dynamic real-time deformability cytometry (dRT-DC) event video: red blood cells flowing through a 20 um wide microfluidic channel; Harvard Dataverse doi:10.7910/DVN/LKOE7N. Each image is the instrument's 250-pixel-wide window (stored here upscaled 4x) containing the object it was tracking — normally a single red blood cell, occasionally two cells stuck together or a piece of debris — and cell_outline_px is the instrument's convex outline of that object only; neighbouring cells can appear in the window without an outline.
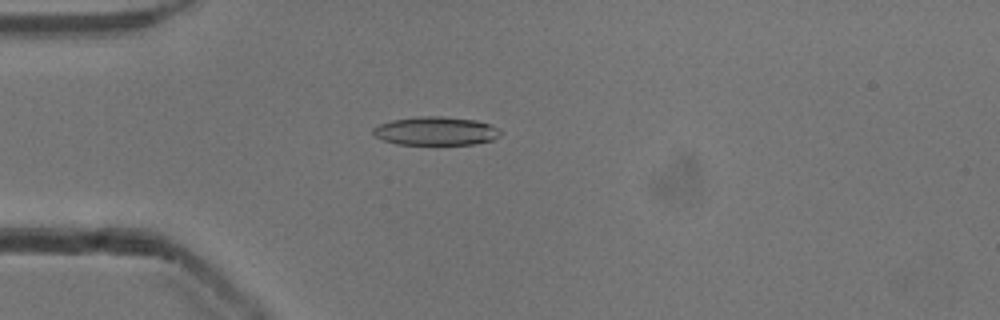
{"species": "common noctule bat (a hibernating species)", "species_latin": "Nyctalus noctula", "temperature_condition": "cold", "stored_images_in_passage": 53, "camera_frame_rate_fps": 3000, "um_per_image_px": 0.085, "animal": {"sex": "male", "body_mass_g": 13.3}, "frame": {"image": 1, "passage_image": 15, "time_ms": 4.667, "image_size_px": [1000, 320], "cell_outline_px": [[500, 136], [492, 140], [472, 144], [396, 144], [384, 140], [376, 136], [372, 132], [372, 128], [380, 124], [392, 120], [420, 116], [440, 116], [476, 120], [488, 124], [496, 128], [500, 132]], "centroid_in_image_um": [37.02, 11.13], "position_along_channel_um": 48.0, "area_um2": 20.92}}
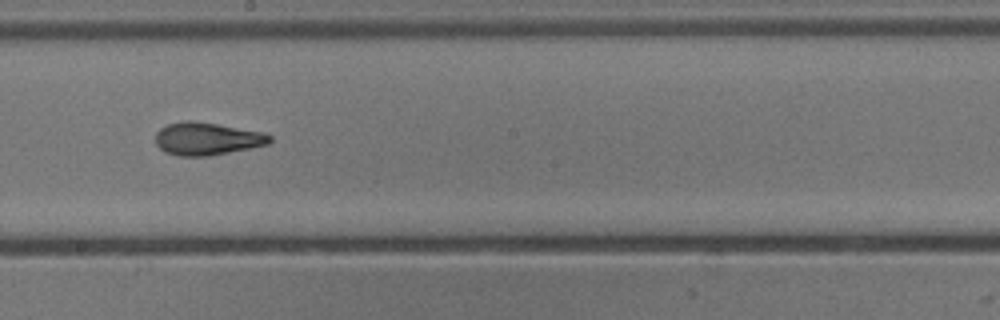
{"frame": {"image": 2, "passage_image": 30, "time_ms": 9.667, "image_size_px": [1000, 320], "cell_outline_px": [[272, 140], [268, 144], [208, 156], [180, 156], [164, 152], [156, 144], [156, 132], [160, 128], [168, 124], [184, 120], [192, 120], [264, 132], [272, 136]], "centroid_in_image_um": [17.57, 11.79], "position_along_channel_um": 230.6, "area_um2": 21.68}}
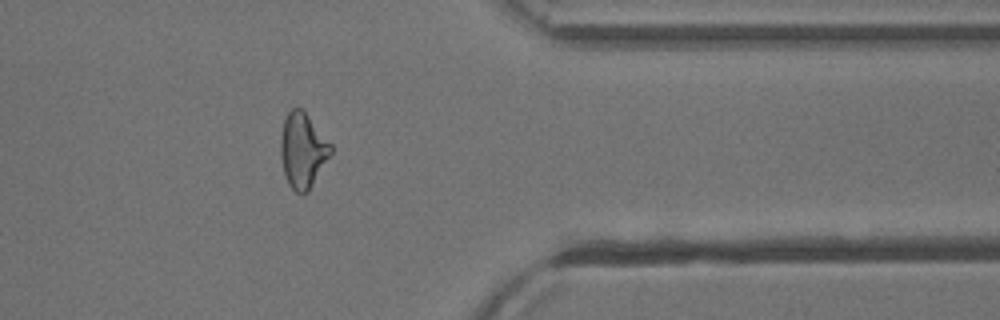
{"frame": {"image": 3, "passage_image": 43, "time_ms": 14.0, "image_size_px": [1000, 320], "cell_outline_px": [[332, 152], [308, 192], [296, 192], [288, 184], [284, 172], [280, 156], [280, 140], [284, 120], [288, 112], [292, 108], [300, 108], [308, 116], [332, 144]], "centroid_in_image_um": [25.72, 12.78], "position_along_channel_um": 385.7, "area_um2": 21.68}, "authors_computed_cell_mechanics": {"area_um2": 21.675, "velocity_mm_per_s": 3.9374, "shape_relaxation_time_tau1_ms": 5.9363, "shape_relaxation_time_tau2_ms": 2.0208, "deformation_change_tau1": 0.1656, "deformation_change_tau2": 0.095}}